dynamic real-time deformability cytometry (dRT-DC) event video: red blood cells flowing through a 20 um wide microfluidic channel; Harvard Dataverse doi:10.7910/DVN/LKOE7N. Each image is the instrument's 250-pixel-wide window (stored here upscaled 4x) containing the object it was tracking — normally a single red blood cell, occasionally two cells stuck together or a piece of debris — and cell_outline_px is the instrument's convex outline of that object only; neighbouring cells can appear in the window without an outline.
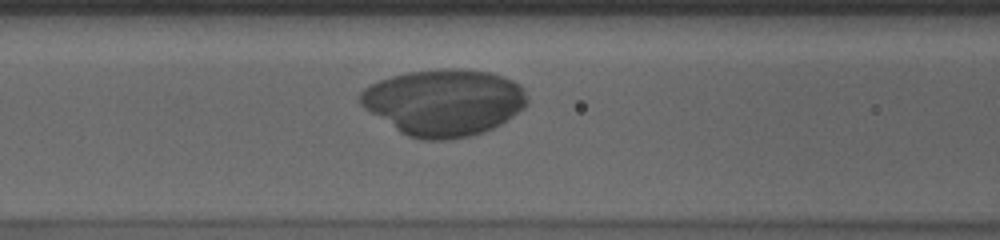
{"species": "human", "species_latin": "Homo sapiens", "temperature_condition": "cold", "stored_images_in_passage": 37, "camera_frame_rate_fps": 3000, "um_per_image_px": 0.085, "donor": {"sex": "male"}, "frame": {"image": 1, "passage_image": 14, "time_ms": 4.333, "image_size_px": [1000, 240], "cell_outline_px": [[528, 104], [524, 108], [500, 124], [484, 132], [472, 136], [448, 140], [424, 140], [408, 136], [400, 132], [364, 108], [360, 104], [360, 92], [368, 84], [392, 76], [408, 72], [448, 68], [492, 72], [504, 76], [520, 84], [524, 88], [528, 100]], "centroid_in_image_um": [37.75, 8.7], "position_along_channel_um": 128.9, "area_um2": 64.91}}
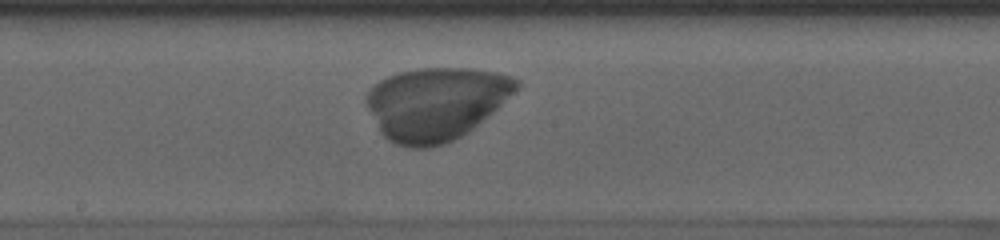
{"frame": {"image": 2, "passage_image": 21, "time_ms": 6.667, "image_size_px": [1000, 240], "cell_outline_px": [[520, 84], [492, 112], [468, 132], [444, 144], [428, 148], [408, 148], [396, 144], [388, 140], [380, 132], [364, 100], [368, 92], [380, 80], [388, 76], [400, 72], [420, 68], [472, 68], [500, 72], [512, 76], [520, 80]], "centroid_in_image_um": [37.04, 8.8], "position_along_channel_um": 211.2, "area_um2": 63.41}}
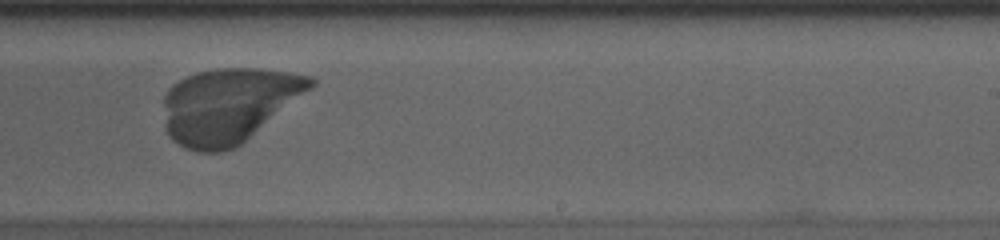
{"frame": {"image": 3, "passage_image": 26, "time_ms": 8.333, "image_size_px": [1000, 240], "cell_outline_px": [[316, 84], [312, 88], [236, 148], [220, 152], [196, 152], [184, 148], [172, 140], [168, 136], [164, 124], [164, 96], [168, 88], [172, 84], [196, 72], [216, 68], [260, 68], [288, 72], [312, 76], [316, 80]], "centroid_in_image_um": [19.41, 8.96], "position_along_channel_um": 269.6, "area_um2": 64.56}}